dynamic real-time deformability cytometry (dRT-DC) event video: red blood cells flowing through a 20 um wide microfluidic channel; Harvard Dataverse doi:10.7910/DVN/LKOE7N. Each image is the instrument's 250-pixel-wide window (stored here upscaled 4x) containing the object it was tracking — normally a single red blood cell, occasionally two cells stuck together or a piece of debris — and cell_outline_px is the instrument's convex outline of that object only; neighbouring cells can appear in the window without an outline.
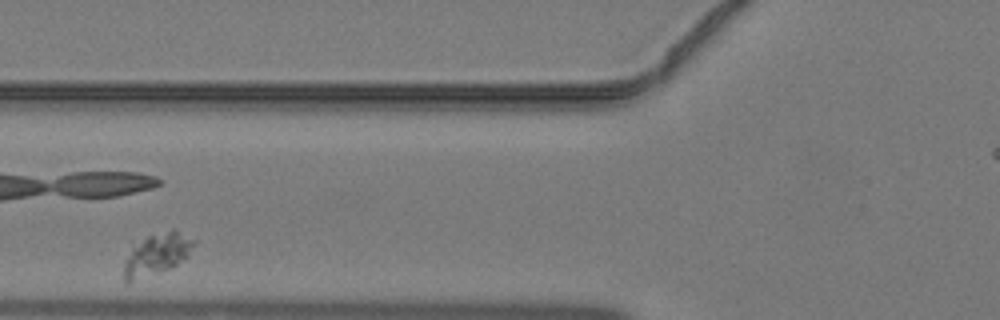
{"species": "common noctule bat (a hibernating species)", "species_latin": "Nyctalus noctula", "temperature_condition": "warm", "stored_images_in_passage": 43, "segment_of_instrument_passage": [2, 2], "camera_frame_rate_fps": 3000, "um_per_image_px": 0.085, "animal": {"sex": "male", "body_mass_g": 19.2, "forearm_length_mm": 51.8}, "frame": {"image": 1, "passage_image": 19, "time_ms": 6.0, "image_size_px": [1000, 320], "cell_outline_px": [[196, 244], [188, 256], [172, 268], [128, 280], [124, 280], [124, 260], [132, 248], [148, 236], [172, 228], [176, 228], [196, 240]], "centroid_in_image_um": [13.43, 21.53], "position_along_channel_um": 112.4, "area_um2": 16.65}}
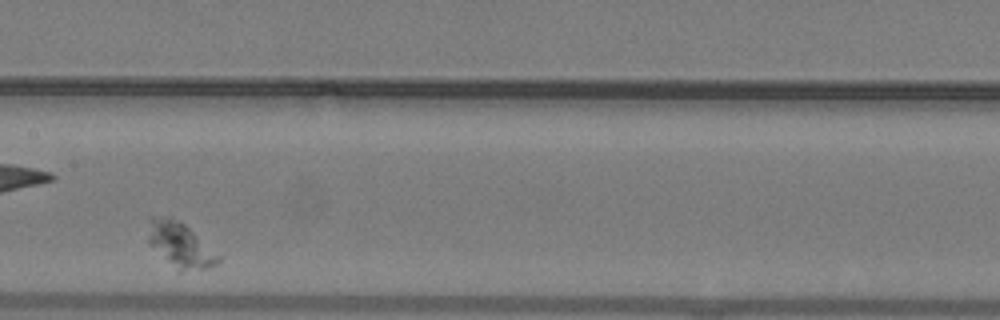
{"frame": {"image": 2, "passage_image": 25, "time_ms": 8.0, "image_size_px": [1000, 320], "cell_outline_px": [[220, 260], [216, 264], [204, 268], [180, 272], [148, 240], [148, 236], [152, 216], [168, 216], [184, 224], [220, 256]], "centroid_in_image_um": [15.35, 20.81], "position_along_channel_um": 192.1, "area_um2": 17.28}}
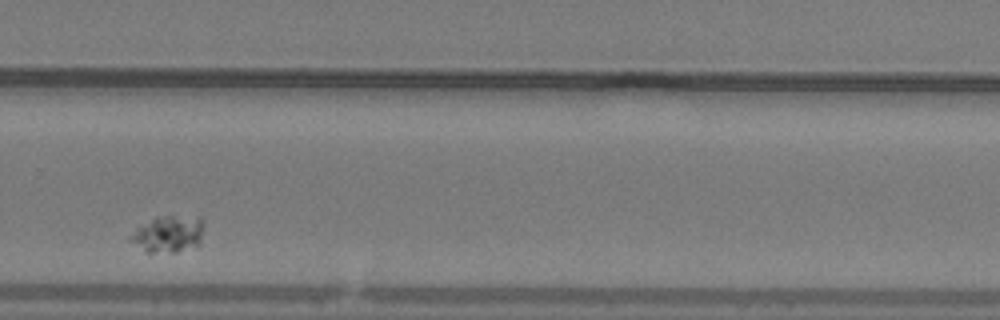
{"frame": {"image": 3, "passage_image": 34, "time_ms": 11.0, "image_size_px": [1000, 320], "cell_outline_px": [[204, 224], [200, 244], [196, 248], [176, 252], [148, 252], [128, 240], [128, 236], [136, 228], [156, 216], [200, 216], [204, 220]], "centroid_in_image_um": [14.35, 19.88], "position_along_channel_um": 315.4, "area_um2": 16.07}}